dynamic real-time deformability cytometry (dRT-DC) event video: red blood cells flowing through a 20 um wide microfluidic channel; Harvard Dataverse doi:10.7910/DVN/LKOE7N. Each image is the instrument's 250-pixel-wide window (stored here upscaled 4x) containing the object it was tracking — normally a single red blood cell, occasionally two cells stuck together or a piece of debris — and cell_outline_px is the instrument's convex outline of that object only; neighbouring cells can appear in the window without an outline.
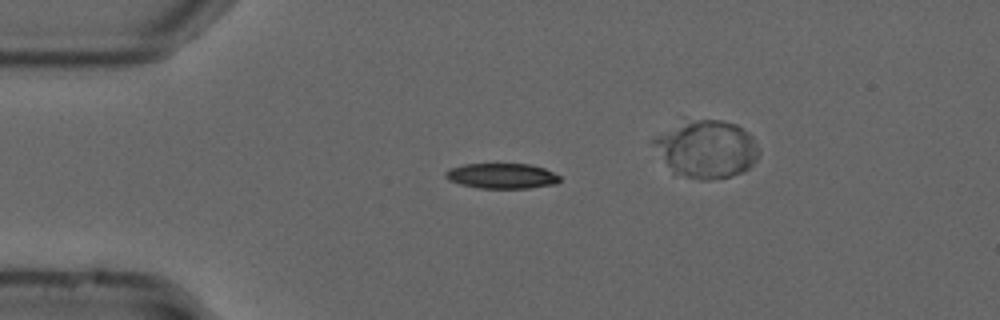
{"species": "common noctule bat (a hibernating species)", "species_latin": "Nyctalus noctula", "temperature_condition": "cold", "stored_images_in_passage": 37, "camera_frame_rate_fps": 3000, "um_per_image_px": 0.085, "animal": {"sex": "male", "forearm_length_mm": 52.5}, "frame": {"image": 1, "passage_image": 6, "time_ms": 1.667, "image_size_px": [1000, 320], "cell_outline_px": [[560, 180], [556, 184], [528, 188], [476, 188], [460, 184], [448, 180], [444, 176], [444, 172], [448, 168], [464, 164], [528, 164], [544, 168], [560, 176]], "centroid_in_image_um": [42.61, 14.95], "position_along_channel_um": 42.4, "area_um2": 16.94}}
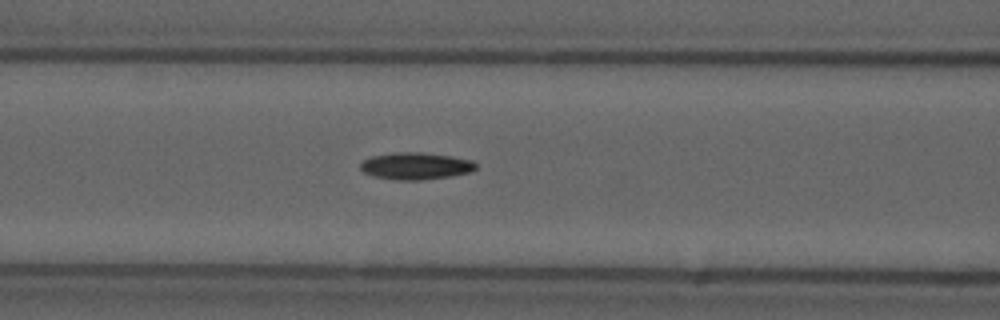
{"frame": {"image": 2, "passage_image": 15, "time_ms": 4.667, "image_size_px": [1000, 320], "cell_outline_px": [[476, 168], [472, 172], [452, 176], [420, 180], [396, 180], [376, 176], [364, 172], [360, 168], [360, 164], [364, 160], [372, 156], [392, 152], [420, 152], [452, 156], [472, 160], [476, 164]], "centroid_in_image_um": [35.36, 14.1], "position_along_channel_um": 131.2, "area_um2": 18.21}}
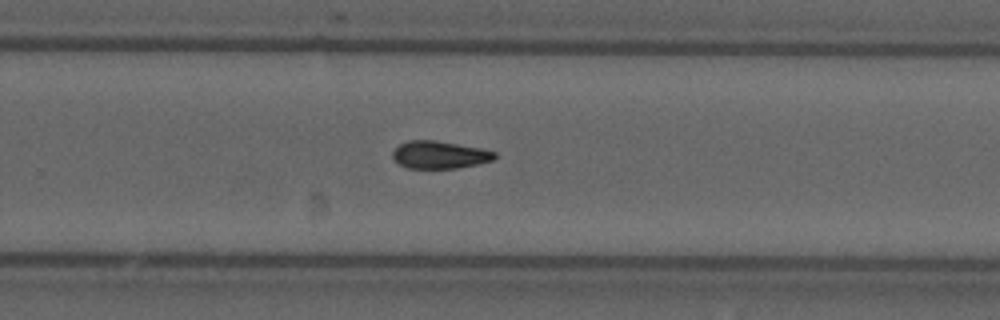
{"frame": {"image": 3, "passage_image": 28, "time_ms": 9.0, "image_size_px": [1000, 320], "cell_outline_px": [[496, 156], [492, 160], [476, 164], [456, 168], [408, 168], [400, 164], [392, 156], [392, 152], [400, 144], [408, 140], [436, 140], [480, 148], [496, 152]], "centroid_in_image_um": [37.35, 13.15], "position_along_channel_um": 292.4, "area_um2": 16.18}}